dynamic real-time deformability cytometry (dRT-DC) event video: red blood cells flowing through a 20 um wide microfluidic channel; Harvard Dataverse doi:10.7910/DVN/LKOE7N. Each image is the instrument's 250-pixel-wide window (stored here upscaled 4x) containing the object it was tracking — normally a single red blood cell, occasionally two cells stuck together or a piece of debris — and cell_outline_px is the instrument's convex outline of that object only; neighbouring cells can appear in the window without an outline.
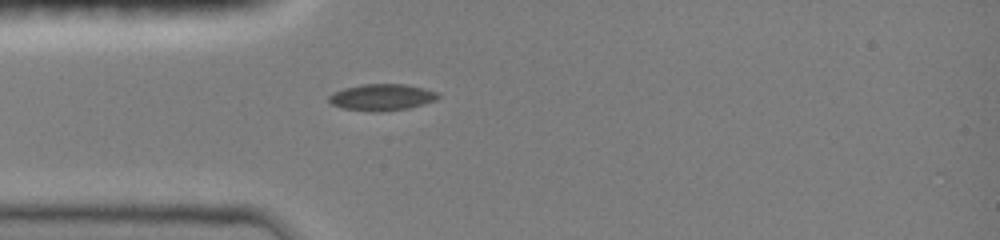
{"species": "common noctule bat (a hibernating species)", "species_latin": "Nyctalus noctula", "temperature_condition": "room temperature", "stored_images_in_passage": 35, "camera_frame_rate_fps": 3000, "um_per_image_px": 0.085, "animal": {"sex": "female", "body_mass_g": 19.0, "forearm_length_mm": 51.5}, "frame": {"image": 1, "passage_image": 1, "time_ms": 0.0, "image_size_px": [1000, 240], "cell_outline_px": [[440, 96], [436, 100], [408, 108], [380, 112], [372, 112], [344, 108], [332, 104], [328, 100], [328, 96], [332, 92], [344, 88], [360, 84], [404, 84], [424, 88], [436, 92]], "centroid_in_image_um": [32.43, 8.26], "position_along_channel_um": 52.6, "area_um2": 16.88}}
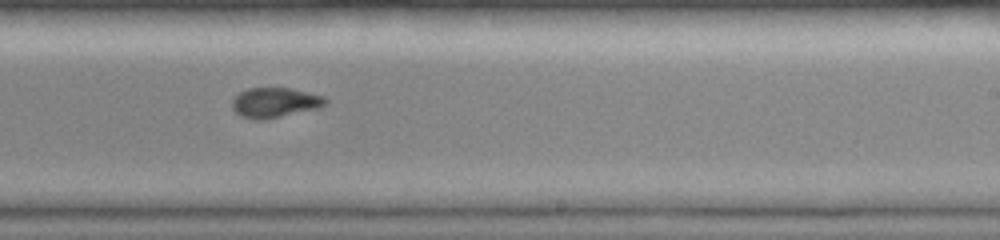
{"frame": {"image": 2, "passage_image": 17, "time_ms": 5.333, "image_size_px": [1000, 240], "cell_outline_px": [[328, 104], [320, 108], [264, 120], [256, 120], [240, 116], [232, 108], [232, 100], [240, 92], [248, 88], [292, 88], [324, 96], [328, 100]], "centroid_in_image_um": [23.4, 8.72], "position_along_channel_um": 265.6, "area_um2": 16.47}}
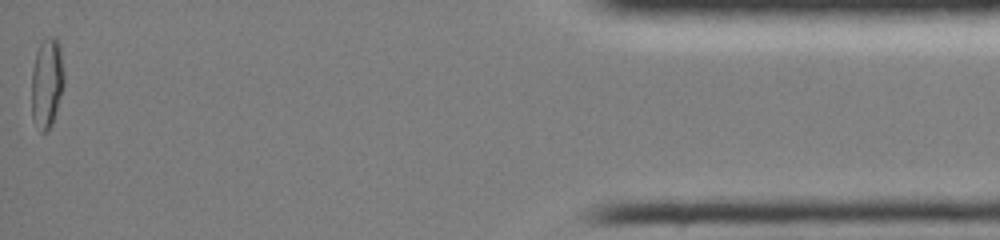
{"frame": {"image": 3, "passage_image": 35, "time_ms": 11.333, "image_size_px": [1000, 240], "cell_outline_px": [[64, 84], [56, 112], [52, 124], [44, 132], [40, 132], [32, 120], [32, 68], [36, 52], [44, 36], [52, 36], [60, 44], [64, 72]], "centroid_in_image_um": [3.98, 7.02], "position_along_channel_um": 431.2, "area_um2": 17.22}, "authors_computed_cell_mechanics": {"area_um2": 16.5886, "velocity_mm_per_s": 4.0606, "shape_relaxation_time_tau1_ms": null, "shape_relaxation_time_tau2_ms": 1.786, "deformation_change_tau1": null, "deformation_change_tau2": 0.0399}}